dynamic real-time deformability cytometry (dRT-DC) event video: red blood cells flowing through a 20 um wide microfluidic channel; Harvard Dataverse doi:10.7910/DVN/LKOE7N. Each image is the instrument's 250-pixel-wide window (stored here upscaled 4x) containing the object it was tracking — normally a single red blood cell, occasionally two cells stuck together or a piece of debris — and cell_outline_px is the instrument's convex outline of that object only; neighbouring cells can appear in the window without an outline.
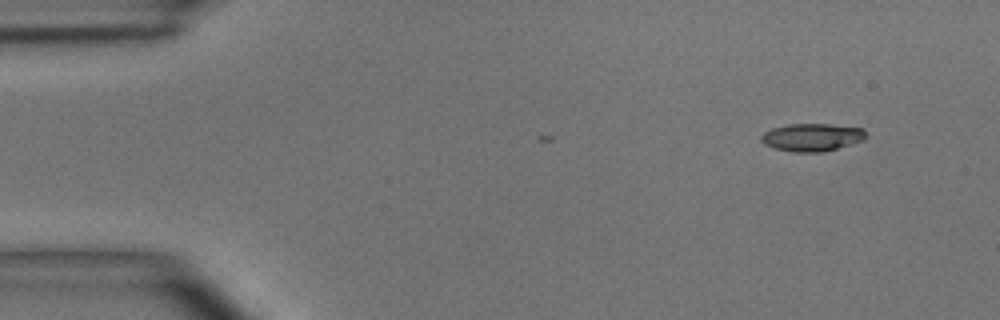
{"species": "common noctule bat (a hibernating species)", "species_latin": "Nyctalus noctula", "temperature_condition": "room temperature", "stored_images_in_passage": 4, "camera_frame_rate_fps": 3000, "um_per_image_px": 0.085, "animal": {"sex": "male", "body_mass_g": 15.6}, "frame": {"image": 1, "passage_image": 1, "time_ms": 0.0, "image_size_px": [1000, 320], "cell_outline_px": [[868, 136], [864, 140], [836, 148], [820, 152], [796, 152], [772, 148], [764, 144], [760, 140], [760, 136], [764, 132], [772, 128], [788, 124], [828, 124], [864, 128]], "centroid_in_image_um": [69.01, 11.66], "position_along_channel_um": 16.0, "area_um2": 16.99}}